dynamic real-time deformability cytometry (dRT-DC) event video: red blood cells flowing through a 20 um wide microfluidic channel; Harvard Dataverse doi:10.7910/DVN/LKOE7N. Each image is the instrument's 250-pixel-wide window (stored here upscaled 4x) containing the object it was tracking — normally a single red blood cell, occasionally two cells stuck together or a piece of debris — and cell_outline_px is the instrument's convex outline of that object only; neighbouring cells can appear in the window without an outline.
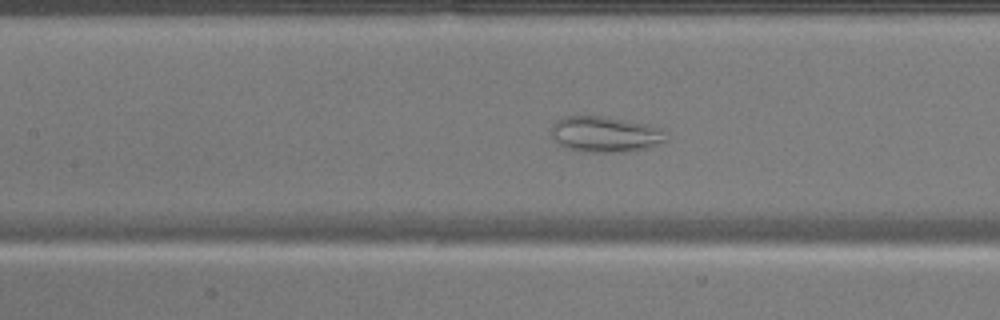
{"species": "common noctule bat (a hibernating species)", "species_latin": "Nyctalus noctula", "temperature_condition": "warm", "stored_images_in_passage": 35, "camera_frame_rate_fps": 3000, "um_per_image_px": 0.085, "animal": {"sex": "male", "body_mass_g": 17.9}, "frame": {"image": 1, "passage_image": 8, "time_ms": 2.333, "image_size_px": [1000, 320], "cell_outline_px": [[668, 140], [652, 148], [624, 152], [580, 152], [564, 148], [552, 136], [552, 124], [556, 120], [564, 116], [600, 116], [648, 124], [664, 128]], "centroid_in_image_um": [51.49, 11.43], "position_along_channel_um": 155.9, "area_um2": 24.39}}
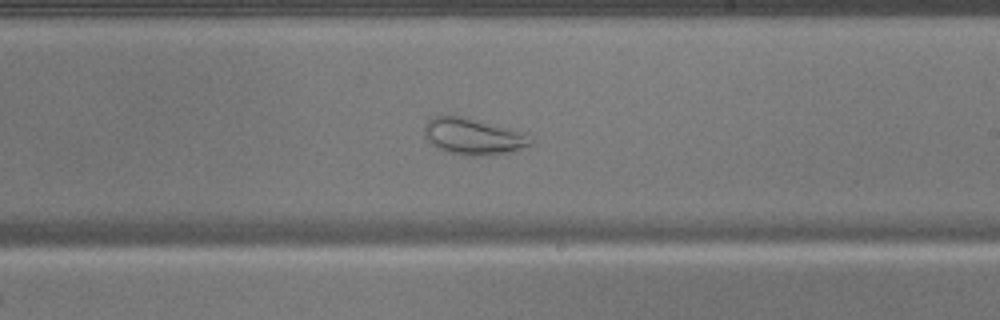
{"frame": {"image": 2, "passage_image": 15, "time_ms": 4.667, "image_size_px": [1000, 320], "cell_outline_px": [[532, 144], [512, 152], [480, 156], [468, 156], [444, 152], [432, 144], [424, 136], [424, 124], [432, 116], [464, 116], [524, 132], [532, 136]], "centroid_in_image_um": [40.22, 11.6], "position_along_channel_um": 248.8, "area_um2": 22.89}}
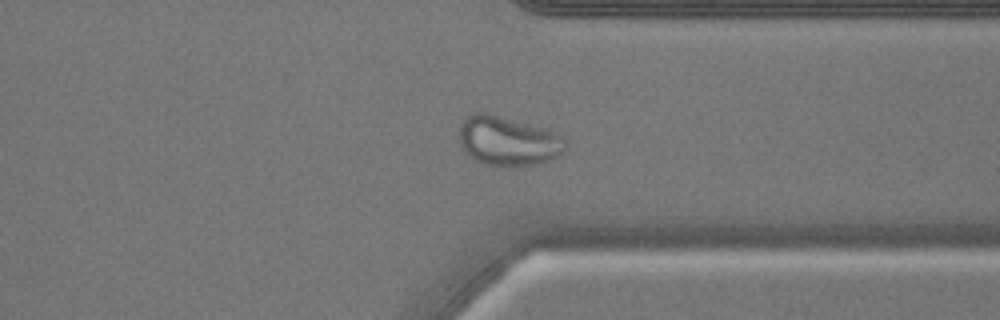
{"frame": {"image": 3, "passage_image": 24, "time_ms": 7.667, "image_size_px": [1000, 320], "cell_outline_px": [[568, 144], [564, 152], [548, 160], [536, 164], [516, 168], [500, 168], [484, 164], [476, 160], [460, 144], [460, 124], [472, 112], [488, 112], [548, 128], [560, 136]], "centroid_in_image_um": [43.21, 11.99], "position_along_channel_um": 368.2, "area_um2": 31.15}}